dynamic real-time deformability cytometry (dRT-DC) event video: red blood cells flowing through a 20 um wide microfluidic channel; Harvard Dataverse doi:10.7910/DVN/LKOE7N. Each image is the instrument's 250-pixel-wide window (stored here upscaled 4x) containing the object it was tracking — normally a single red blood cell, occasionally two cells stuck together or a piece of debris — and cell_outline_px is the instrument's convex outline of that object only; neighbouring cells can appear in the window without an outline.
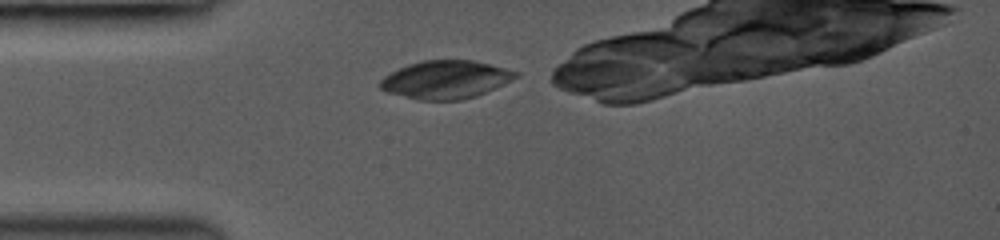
{"species": "common noctule bat (a hibernating species)", "species_latin": "Nyctalus noctula", "temperature_condition": "room temperature", "stored_images_in_passage": 10, "camera_frame_rate_fps": 3000, "um_per_image_px": 0.085, "animal": {"sex": "female", "body_mass_g": 19.0, "forearm_length_mm": 53.3}, "frame": {"image": 1, "passage_image": 1, "time_ms": 0.0, "image_size_px": [1000, 240], "cell_outline_px": [[520, 76], [504, 84], [476, 96], [460, 100], [416, 100], [388, 92], [380, 88], [380, 80], [384, 76], [408, 64], [424, 60], [472, 60], [520, 72]], "centroid_in_image_um": [37.89, 6.77], "position_along_channel_um": 47.1, "area_um2": 29.94}}
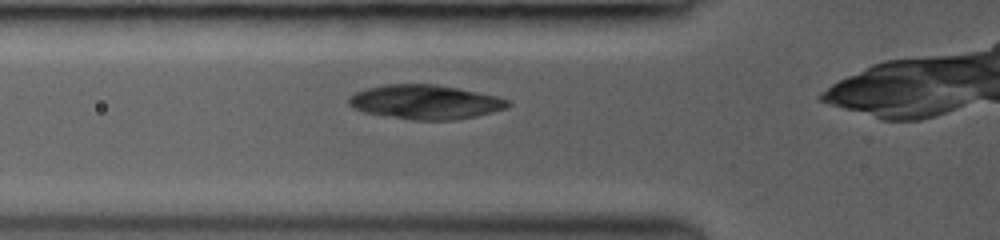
{"frame": {"image": 2, "passage_image": 4, "time_ms": 1.333, "image_size_px": [1000, 240], "cell_outline_px": [[512, 104], [508, 108], [476, 116], [452, 120], [412, 120], [364, 112], [352, 108], [348, 104], [348, 96], [356, 92], [368, 88], [384, 84], [432, 84], [456, 88], [496, 96], [508, 100]], "centroid_in_image_um": [36.13, 8.68], "position_along_channel_um": 89.7, "area_um2": 31.67}}
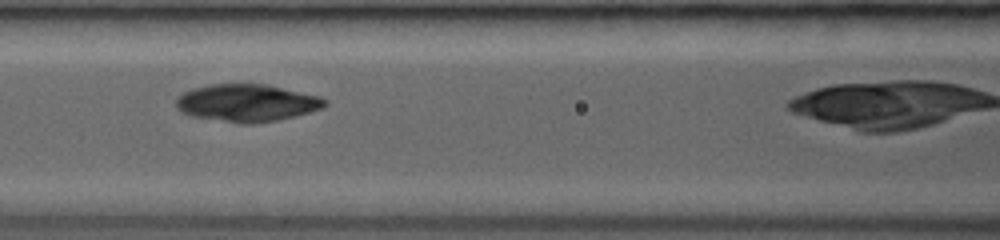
{"frame": {"image": 3, "passage_image": 7, "time_ms": 2.667, "image_size_px": [1000, 240], "cell_outline_px": [[328, 104], [324, 108], [296, 116], [256, 124], [240, 124], [192, 116], [180, 112], [176, 108], [176, 96], [192, 88], [208, 84], [264, 84], [320, 96], [328, 100]], "centroid_in_image_um": [20.98, 8.75], "position_along_channel_um": 145.6, "area_um2": 32.77}}